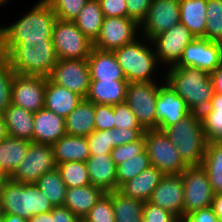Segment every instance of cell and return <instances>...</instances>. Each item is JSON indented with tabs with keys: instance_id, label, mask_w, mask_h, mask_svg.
<instances>
[{
	"instance_id": "1",
	"label": "cell",
	"mask_w": 222,
	"mask_h": 222,
	"mask_svg": "<svg viewBox=\"0 0 222 222\" xmlns=\"http://www.w3.org/2000/svg\"><path fill=\"white\" fill-rule=\"evenodd\" d=\"M57 17L46 0L38 2L13 24L1 26L0 55L5 56L23 40L52 39Z\"/></svg>"
},
{
	"instance_id": "2",
	"label": "cell",
	"mask_w": 222,
	"mask_h": 222,
	"mask_svg": "<svg viewBox=\"0 0 222 222\" xmlns=\"http://www.w3.org/2000/svg\"><path fill=\"white\" fill-rule=\"evenodd\" d=\"M166 70L163 80L183 98L190 112L201 113L209 107L215 92L208 72L191 66Z\"/></svg>"
},
{
	"instance_id": "3",
	"label": "cell",
	"mask_w": 222,
	"mask_h": 222,
	"mask_svg": "<svg viewBox=\"0 0 222 222\" xmlns=\"http://www.w3.org/2000/svg\"><path fill=\"white\" fill-rule=\"evenodd\" d=\"M4 57L20 75L48 77L58 62L52 39L20 41Z\"/></svg>"
},
{
	"instance_id": "4",
	"label": "cell",
	"mask_w": 222,
	"mask_h": 222,
	"mask_svg": "<svg viewBox=\"0 0 222 222\" xmlns=\"http://www.w3.org/2000/svg\"><path fill=\"white\" fill-rule=\"evenodd\" d=\"M0 199L4 214L18 215L26 220L54 208L36 183H19L10 178L2 186Z\"/></svg>"
},
{
	"instance_id": "5",
	"label": "cell",
	"mask_w": 222,
	"mask_h": 222,
	"mask_svg": "<svg viewBox=\"0 0 222 222\" xmlns=\"http://www.w3.org/2000/svg\"><path fill=\"white\" fill-rule=\"evenodd\" d=\"M163 131L176 146L180 157L188 166L201 165L208 142L200 113L191 112L184 119L166 127Z\"/></svg>"
},
{
	"instance_id": "6",
	"label": "cell",
	"mask_w": 222,
	"mask_h": 222,
	"mask_svg": "<svg viewBox=\"0 0 222 222\" xmlns=\"http://www.w3.org/2000/svg\"><path fill=\"white\" fill-rule=\"evenodd\" d=\"M148 44H151V41L142 37V41L137 38L134 42L113 51L128 82H155L157 80L153 75L159 68L157 66L159 62L154 48Z\"/></svg>"
},
{
	"instance_id": "7",
	"label": "cell",
	"mask_w": 222,
	"mask_h": 222,
	"mask_svg": "<svg viewBox=\"0 0 222 222\" xmlns=\"http://www.w3.org/2000/svg\"><path fill=\"white\" fill-rule=\"evenodd\" d=\"M144 136L145 150L151 166L159 169L164 175H179L188 167L164 131L145 130Z\"/></svg>"
},
{
	"instance_id": "8",
	"label": "cell",
	"mask_w": 222,
	"mask_h": 222,
	"mask_svg": "<svg viewBox=\"0 0 222 222\" xmlns=\"http://www.w3.org/2000/svg\"><path fill=\"white\" fill-rule=\"evenodd\" d=\"M160 82H129L125 102L144 130L156 129V101Z\"/></svg>"
},
{
	"instance_id": "9",
	"label": "cell",
	"mask_w": 222,
	"mask_h": 222,
	"mask_svg": "<svg viewBox=\"0 0 222 222\" xmlns=\"http://www.w3.org/2000/svg\"><path fill=\"white\" fill-rule=\"evenodd\" d=\"M180 175L184 183L183 219L199 209L211 207L215 194L205 169L192 165Z\"/></svg>"
},
{
	"instance_id": "10",
	"label": "cell",
	"mask_w": 222,
	"mask_h": 222,
	"mask_svg": "<svg viewBox=\"0 0 222 222\" xmlns=\"http://www.w3.org/2000/svg\"><path fill=\"white\" fill-rule=\"evenodd\" d=\"M52 41L58 59H87L93 49L90 41L73 21L56 19Z\"/></svg>"
},
{
	"instance_id": "11",
	"label": "cell",
	"mask_w": 222,
	"mask_h": 222,
	"mask_svg": "<svg viewBox=\"0 0 222 222\" xmlns=\"http://www.w3.org/2000/svg\"><path fill=\"white\" fill-rule=\"evenodd\" d=\"M56 168L52 145L31 142L23 160L9 178L19 183H36L42 175Z\"/></svg>"
},
{
	"instance_id": "12",
	"label": "cell",
	"mask_w": 222,
	"mask_h": 222,
	"mask_svg": "<svg viewBox=\"0 0 222 222\" xmlns=\"http://www.w3.org/2000/svg\"><path fill=\"white\" fill-rule=\"evenodd\" d=\"M195 38V35L180 22L170 30L153 37L150 45L154 47L158 62L170 68L178 64L184 48Z\"/></svg>"
},
{
	"instance_id": "13",
	"label": "cell",
	"mask_w": 222,
	"mask_h": 222,
	"mask_svg": "<svg viewBox=\"0 0 222 222\" xmlns=\"http://www.w3.org/2000/svg\"><path fill=\"white\" fill-rule=\"evenodd\" d=\"M48 79L86 98L90 85L87 59H58Z\"/></svg>"
},
{
	"instance_id": "14",
	"label": "cell",
	"mask_w": 222,
	"mask_h": 222,
	"mask_svg": "<svg viewBox=\"0 0 222 222\" xmlns=\"http://www.w3.org/2000/svg\"><path fill=\"white\" fill-rule=\"evenodd\" d=\"M140 25L128 17H104L101 31L93 48L114 51L124 45L134 42Z\"/></svg>"
},
{
	"instance_id": "15",
	"label": "cell",
	"mask_w": 222,
	"mask_h": 222,
	"mask_svg": "<svg viewBox=\"0 0 222 222\" xmlns=\"http://www.w3.org/2000/svg\"><path fill=\"white\" fill-rule=\"evenodd\" d=\"M178 23H180L179 0H152L145 19L140 23L139 32L141 36L151 40Z\"/></svg>"
},
{
	"instance_id": "16",
	"label": "cell",
	"mask_w": 222,
	"mask_h": 222,
	"mask_svg": "<svg viewBox=\"0 0 222 222\" xmlns=\"http://www.w3.org/2000/svg\"><path fill=\"white\" fill-rule=\"evenodd\" d=\"M222 63V43L196 37L183 51L175 67H196L209 74Z\"/></svg>"
},
{
	"instance_id": "17",
	"label": "cell",
	"mask_w": 222,
	"mask_h": 222,
	"mask_svg": "<svg viewBox=\"0 0 222 222\" xmlns=\"http://www.w3.org/2000/svg\"><path fill=\"white\" fill-rule=\"evenodd\" d=\"M46 81L47 77L44 76L15 73L11 93L12 104L34 113L43 109Z\"/></svg>"
},
{
	"instance_id": "18",
	"label": "cell",
	"mask_w": 222,
	"mask_h": 222,
	"mask_svg": "<svg viewBox=\"0 0 222 222\" xmlns=\"http://www.w3.org/2000/svg\"><path fill=\"white\" fill-rule=\"evenodd\" d=\"M190 113L183 98L164 80L159 86L156 101V129L163 131Z\"/></svg>"
},
{
	"instance_id": "19",
	"label": "cell",
	"mask_w": 222,
	"mask_h": 222,
	"mask_svg": "<svg viewBox=\"0 0 222 222\" xmlns=\"http://www.w3.org/2000/svg\"><path fill=\"white\" fill-rule=\"evenodd\" d=\"M148 202L183 219L184 183L181 175H164Z\"/></svg>"
},
{
	"instance_id": "20",
	"label": "cell",
	"mask_w": 222,
	"mask_h": 222,
	"mask_svg": "<svg viewBox=\"0 0 222 222\" xmlns=\"http://www.w3.org/2000/svg\"><path fill=\"white\" fill-rule=\"evenodd\" d=\"M65 134V118L46 108L34 113L33 142L53 145Z\"/></svg>"
},
{
	"instance_id": "21",
	"label": "cell",
	"mask_w": 222,
	"mask_h": 222,
	"mask_svg": "<svg viewBox=\"0 0 222 222\" xmlns=\"http://www.w3.org/2000/svg\"><path fill=\"white\" fill-rule=\"evenodd\" d=\"M86 165L91 185L105 193L117 191L116 165L111 154L90 155Z\"/></svg>"
},
{
	"instance_id": "22",
	"label": "cell",
	"mask_w": 222,
	"mask_h": 222,
	"mask_svg": "<svg viewBox=\"0 0 222 222\" xmlns=\"http://www.w3.org/2000/svg\"><path fill=\"white\" fill-rule=\"evenodd\" d=\"M90 80H126L113 51L93 48L88 58Z\"/></svg>"
},
{
	"instance_id": "23",
	"label": "cell",
	"mask_w": 222,
	"mask_h": 222,
	"mask_svg": "<svg viewBox=\"0 0 222 222\" xmlns=\"http://www.w3.org/2000/svg\"><path fill=\"white\" fill-rule=\"evenodd\" d=\"M82 99L80 95L51 82L47 77L44 108L66 118Z\"/></svg>"
},
{
	"instance_id": "24",
	"label": "cell",
	"mask_w": 222,
	"mask_h": 222,
	"mask_svg": "<svg viewBox=\"0 0 222 222\" xmlns=\"http://www.w3.org/2000/svg\"><path fill=\"white\" fill-rule=\"evenodd\" d=\"M163 176L164 174L159 169L150 166L133 179L122 184L118 191L127 197L146 202Z\"/></svg>"
},
{
	"instance_id": "25",
	"label": "cell",
	"mask_w": 222,
	"mask_h": 222,
	"mask_svg": "<svg viewBox=\"0 0 222 222\" xmlns=\"http://www.w3.org/2000/svg\"><path fill=\"white\" fill-rule=\"evenodd\" d=\"M127 80H90L86 100L94 104L116 105L124 103L126 99Z\"/></svg>"
},
{
	"instance_id": "26",
	"label": "cell",
	"mask_w": 222,
	"mask_h": 222,
	"mask_svg": "<svg viewBox=\"0 0 222 222\" xmlns=\"http://www.w3.org/2000/svg\"><path fill=\"white\" fill-rule=\"evenodd\" d=\"M52 147L56 165L70 161L86 163L90 156L89 144L84 136L65 134Z\"/></svg>"
},
{
	"instance_id": "27",
	"label": "cell",
	"mask_w": 222,
	"mask_h": 222,
	"mask_svg": "<svg viewBox=\"0 0 222 222\" xmlns=\"http://www.w3.org/2000/svg\"><path fill=\"white\" fill-rule=\"evenodd\" d=\"M105 192L93 185L67 188L64 206L84 219Z\"/></svg>"
},
{
	"instance_id": "28",
	"label": "cell",
	"mask_w": 222,
	"mask_h": 222,
	"mask_svg": "<svg viewBox=\"0 0 222 222\" xmlns=\"http://www.w3.org/2000/svg\"><path fill=\"white\" fill-rule=\"evenodd\" d=\"M8 136L33 142L34 112L11 104L3 113Z\"/></svg>"
},
{
	"instance_id": "29",
	"label": "cell",
	"mask_w": 222,
	"mask_h": 222,
	"mask_svg": "<svg viewBox=\"0 0 222 222\" xmlns=\"http://www.w3.org/2000/svg\"><path fill=\"white\" fill-rule=\"evenodd\" d=\"M94 103L82 99L77 107L65 118L66 134L87 137L95 131Z\"/></svg>"
},
{
	"instance_id": "30",
	"label": "cell",
	"mask_w": 222,
	"mask_h": 222,
	"mask_svg": "<svg viewBox=\"0 0 222 222\" xmlns=\"http://www.w3.org/2000/svg\"><path fill=\"white\" fill-rule=\"evenodd\" d=\"M207 0H179L180 22L195 37H203L206 30Z\"/></svg>"
},
{
	"instance_id": "31",
	"label": "cell",
	"mask_w": 222,
	"mask_h": 222,
	"mask_svg": "<svg viewBox=\"0 0 222 222\" xmlns=\"http://www.w3.org/2000/svg\"><path fill=\"white\" fill-rule=\"evenodd\" d=\"M32 141L7 136L0 142V161L10 177L23 160Z\"/></svg>"
},
{
	"instance_id": "32",
	"label": "cell",
	"mask_w": 222,
	"mask_h": 222,
	"mask_svg": "<svg viewBox=\"0 0 222 222\" xmlns=\"http://www.w3.org/2000/svg\"><path fill=\"white\" fill-rule=\"evenodd\" d=\"M200 117L207 142H222V94L214 93L209 107Z\"/></svg>"
},
{
	"instance_id": "33",
	"label": "cell",
	"mask_w": 222,
	"mask_h": 222,
	"mask_svg": "<svg viewBox=\"0 0 222 222\" xmlns=\"http://www.w3.org/2000/svg\"><path fill=\"white\" fill-rule=\"evenodd\" d=\"M104 15L98 0H88L74 20L76 26L93 43L100 34Z\"/></svg>"
},
{
	"instance_id": "34",
	"label": "cell",
	"mask_w": 222,
	"mask_h": 222,
	"mask_svg": "<svg viewBox=\"0 0 222 222\" xmlns=\"http://www.w3.org/2000/svg\"><path fill=\"white\" fill-rule=\"evenodd\" d=\"M201 166L208 175L214 194H222V142L207 143Z\"/></svg>"
},
{
	"instance_id": "35",
	"label": "cell",
	"mask_w": 222,
	"mask_h": 222,
	"mask_svg": "<svg viewBox=\"0 0 222 222\" xmlns=\"http://www.w3.org/2000/svg\"><path fill=\"white\" fill-rule=\"evenodd\" d=\"M115 222H143L144 201L127 197L118 190L111 192Z\"/></svg>"
},
{
	"instance_id": "36",
	"label": "cell",
	"mask_w": 222,
	"mask_h": 222,
	"mask_svg": "<svg viewBox=\"0 0 222 222\" xmlns=\"http://www.w3.org/2000/svg\"><path fill=\"white\" fill-rule=\"evenodd\" d=\"M37 187L41 190L53 206H63L67 187L64 184L60 172L57 168L45 173L36 182Z\"/></svg>"
},
{
	"instance_id": "37",
	"label": "cell",
	"mask_w": 222,
	"mask_h": 222,
	"mask_svg": "<svg viewBox=\"0 0 222 222\" xmlns=\"http://www.w3.org/2000/svg\"><path fill=\"white\" fill-rule=\"evenodd\" d=\"M150 166V158L147 155L146 150L129 158V160L116 165L117 190L122 184L133 179Z\"/></svg>"
},
{
	"instance_id": "38",
	"label": "cell",
	"mask_w": 222,
	"mask_h": 222,
	"mask_svg": "<svg viewBox=\"0 0 222 222\" xmlns=\"http://www.w3.org/2000/svg\"><path fill=\"white\" fill-rule=\"evenodd\" d=\"M61 178L67 188L87 186L89 180L87 165L84 162L70 161L57 165Z\"/></svg>"
},
{
	"instance_id": "39",
	"label": "cell",
	"mask_w": 222,
	"mask_h": 222,
	"mask_svg": "<svg viewBox=\"0 0 222 222\" xmlns=\"http://www.w3.org/2000/svg\"><path fill=\"white\" fill-rule=\"evenodd\" d=\"M206 30L202 38L222 43V0H207Z\"/></svg>"
},
{
	"instance_id": "40",
	"label": "cell",
	"mask_w": 222,
	"mask_h": 222,
	"mask_svg": "<svg viewBox=\"0 0 222 222\" xmlns=\"http://www.w3.org/2000/svg\"><path fill=\"white\" fill-rule=\"evenodd\" d=\"M15 72L7 59L0 55V114L12 104L11 93Z\"/></svg>"
},
{
	"instance_id": "41",
	"label": "cell",
	"mask_w": 222,
	"mask_h": 222,
	"mask_svg": "<svg viewBox=\"0 0 222 222\" xmlns=\"http://www.w3.org/2000/svg\"><path fill=\"white\" fill-rule=\"evenodd\" d=\"M87 222H115L111 192L104 193L84 217Z\"/></svg>"
},
{
	"instance_id": "42",
	"label": "cell",
	"mask_w": 222,
	"mask_h": 222,
	"mask_svg": "<svg viewBox=\"0 0 222 222\" xmlns=\"http://www.w3.org/2000/svg\"><path fill=\"white\" fill-rule=\"evenodd\" d=\"M56 17L61 20L73 21L88 0H46Z\"/></svg>"
},
{
	"instance_id": "43",
	"label": "cell",
	"mask_w": 222,
	"mask_h": 222,
	"mask_svg": "<svg viewBox=\"0 0 222 222\" xmlns=\"http://www.w3.org/2000/svg\"><path fill=\"white\" fill-rule=\"evenodd\" d=\"M90 155L111 154L114 138L111 130L93 131L87 137Z\"/></svg>"
},
{
	"instance_id": "44",
	"label": "cell",
	"mask_w": 222,
	"mask_h": 222,
	"mask_svg": "<svg viewBox=\"0 0 222 222\" xmlns=\"http://www.w3.org/2000/svg\"><path fill=\"white\" fill-rule=\"evenodd\" d=\"M144 150L145 136L143 134L138 140L134 142L114 147L111 151V157L115 165H118L125 162L126 160H129V158L142 153Z\"/></svg>"
},
{
	"instance_id": "45",
	"label": "cell",
	"mask_w": 222,
	"mask_h": 222,
	"mask_svg": "<svg viewBox=\"0 0 222 222\" xmlns=\"http://www.w3.org/2000/svg\"><path fill=\"white\" fill-rule=\"evenodd\" d=\"M113 112L115 128H142L126 102L113 105Z\"/></svg>"
},
{
	"instance_id": "46",
	"label": "cell",
	"mask_w": 222,
	"mask_h": 222,
	"mask_svg": "<svg viewBox=\"0 0 222 222\" xmlns=\"http://www.w3.org/2000/svg\"><path fill=\"white\" fill-rule=\"evenodd\" d=\"M95 131L111 130L115 128L113 105L94 104Z\"/></svg>"
},
{
	"instance_id": "47",
	"label": "cell",
	"mask_w": 222,
	"mask_h": 222,
	"mask_svg": "<svg viewBox=\"0 0 222 222\" xmlns=\"http://www.w3.org/2000/svg\"><path fill=\"white\" fill-rule=\"evenodd\" d=\"M179 218L170 211L146 201L143 206V222H177Z\"/></svg>"
},
{
	"instance_id": "48",
	"label": "cell",
	"mask_w": 222,
	"mask_h": 222,
	"mask_svg": "<svg viewBox=\"0 0 222 222\" xmlns=\"http://www.w3.org/2000/svg\"><path fill=\"white\" fill-rule=\"evenodd\" d=\"M111 133L114 138V147H116L138 140L145 130L143 128H113Z\"/></svg>"
},
{
	"instance_id": "49",
	"label": "cell",
	"mask_w": 222,
	"mask_h": 222,
	"mask_svg": "<svg viewBox=\"0 0 222 222\" xmlns=\"http://www.w3.org/2000/svg\"><path fill=\"white\" fill-rule=\"evenodd\" d=\"M104 17H128L125 0H98Z\"/></svg>"
},
{
	"instance_id": "50",
	"label": "cell",
	"mask_w": 222,
	"mask_h": 222,
	"mask_svg": "<svg viewBox=\"0 0 222 222\" xmlns=\"http://www.w3.org/2000/svg\"><path fill=\"white\" fill-rule=\"evenodd\" d=\"M127 4L128 18L133 19L139 25L145 19L152 0H125Z\"/></svg>"
},
{
	"instance_id": "51",
	"label": "cell",
	"mask_w": 222,
	"mask_h": 222,
	"mask_svg": "<svg viewBox=\"0 0 222 222\" xmlns=\"http://www.w3.org/2000/svg\"><path fill=\"white\" fill-rule=\"evenodd\" d=\"M184 220L185 222H220L212 206L190 213Z\"/></svg>"
},
{
	"instance_id": "52",
	"label": "cell",
	"mask_w": 222,
	"mask_h": 222,
	"mask_svg": "<svg viewBox=\"0 0 222 222\" xmlns=\"http://www.w3.org/2000/svg\"><path fill=\"white\" fill-rule=\"evenodd\" d=\"M53 222H81L83 218L76 216L66 206H54L50 211Z\"/></svg>"
},
{
	"instance_id": "53",
	"label": "cell",
	"mask_w": 222,
	"mask_h": 222,
	"mask_svg": "<svg viewBox=\"0 0 222 222\" xmlns=\"http://www.w3.org/2000/svg\"><path fill=\"white\" fill-rule=\"evenodd\" d=\"M215 93L222 94V63L210 73Z\"/></svg>"
},
{
	"instance_id": "54",
	"label": "cell",
	"mask_w": 222,
	"mask_h": 222,
	"mask_svg": "<svg viewBox=\"0 0 222 222\" xmlns=\"http://www.w3.org/2000/svg\"><path fill=\"white\" fill-rule=\"evenodd\" d=\"M212 208L214 209L217 218L222 222V194L214 195Z\"/></svg>"
},
{
	"instance_id": "55",
	"label": "cell",
	"mask_w": 222,
	"mask_h": 222,
	"mask_svg": "<svg viewBox=\"0 0 222 222\" xmlns=\"http://www.w3.org/2000/svg\"><path fill=\"white\" fill-rule=\"evenodd\" d=\"M29 222H53L51 212L41 213L35 216H32Z\"/></svg>"
},
{
	"instance_id": "56",
	"label": "cell",
	"mask_w": 222,
	"mask_h": 222,
	"mask_svg": "<svg viewBox=\"0 0 222 222\" xmlns=\"http://www.w3.org/2000/svg\"><path fill=\"white\" fill-rule=\"evenodd\" d=\"M8 136L3 114H0V142Z\"/></svg>"
},
{
	"instance_id": "57",
	"label": "cell",
	"mask_w": 222,
	"mask_h": 222,
	"mask_svg": "<svg viewBox=\"0 0 222 222\" xmlns=\"http://www.w3.org/2000/svg\"><path fill=\"white\" fill-rule=\"evenodd\" d=\"M3 222H29V221L18 215L5 214Z\"/></svg>"
},
{
	"instance_id": "58",
	"label": "cell",
	"mask_w": 222,
	"mask_h": 222,
	"mask_svg": "<svg viewBox=\"0 0 222 222\" xmlns=\"http://www.w3.org/2000/svg\"><path fill=\"white\" fill-rule=\"evenodd\" d=\"M4 210L2 208V203H1V199H0V222H3L4 219Z\"/></svg>"
},
{
	"instance_id": "59",
	"label": "cell",
	"mask_w": 222,
	"mask_h": 222,
	"mask_svg": "<svg viewBox=\"0 0 222 222\" xmlns=\"http://www.w3.org/2000/svg\"><path fill=\"white\" fill-rule=\"evenodd\" d=\"M0 177H9L3 170L2 168V164H1V161H0Z\"/></svg>"
},
{
	"instance_id": "60",
	"label": "cell",
	"mask_w": 222,
	"mask_h": 222,
	"mask_svg": "<svg viewBox=\"0 0 222 222\" xmlns=\"http://www.w3.org/2000/svg\"><path fill=\"white\" fill-rule=\"evenodd\" d=\"M8 178L9 177H0V192L2 190V186H3L4 182H5V180L8 179Z\"/></svg>"
},
{
	"instance_id": "61",
	"label": "cell",
	"mask_w": 222,
	"mask_h": 222,
	"mask_svg": "<svg viewBox=\"0 0 222 222\" xmlns=\"http://www.w3.org/2000/svg\"><path fill=\"white\" fill-rule=\"evenodd\" d=\"M8 0H0V6H2V4L4 5L5 2H7Z\"/></svg>"
},
{
	"instance_id": "62",
	"label": "cell",
	"mask_w": 222,
	"mask_h": 222,
	"mask_svg": "<svg viewBox=\"0 0 222 222\" xmlns=\"http://www.w3.org/2000/svg\"><path fill=\"white\" fill-rule=\"evenodd\" d=\"M0 49H1V26H0Z\"/></svg>"
},
{
	"instance_id": "63",
	"label": "cell",
	"mask_w": 222,
	"mask_h": 222,
	"mask_svg": "<svg viewBox=\"0 0 222 222\" xmlns=\"http://www.w3.org/2000/svg\"><path fill=\"white\" fill-rule=\"evenodd\" d=\"M177 222H185L184 219H179Z\"/></svg>"
}]
</instances>
